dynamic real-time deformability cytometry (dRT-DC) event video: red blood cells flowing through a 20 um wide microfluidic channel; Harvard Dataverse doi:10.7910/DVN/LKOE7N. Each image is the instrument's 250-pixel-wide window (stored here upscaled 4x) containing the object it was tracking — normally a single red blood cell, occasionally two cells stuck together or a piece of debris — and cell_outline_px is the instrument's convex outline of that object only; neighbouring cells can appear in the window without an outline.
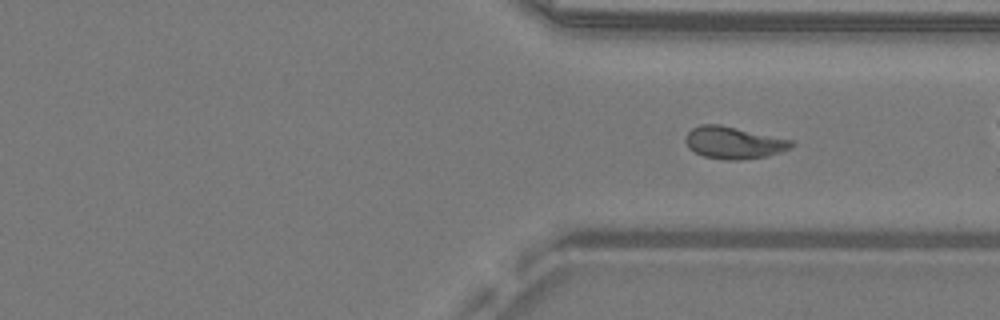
{"species": "common noctule bat (a hibernating species)", "species_latin": "Nyctalus noctula", "temperature_condition": "warm", "stored_images_in_passage": 20, "camera_frame_rate_fps": 3000, "um_per_image_px": 0.085, "animal": {"sex": "male", "body_mass_g": 19.2, "forearm_length_mm": 51.8}, "frame": {"image": 1, "passage_image": 20, "time_ms": 6.333, "image_size_px": [1000, 320], "cell_outline_px": [[796, 144], [792, 148], [768, 156], [740, 160], [724, 160], [704, 156], [688, 148], [684, 140], [688, 132], [692, 128], [700, 124], [720, 124], [796, 140]], "centroid_in_image_um": [62.42, 12.12], "position_along_channel_um": 349.0, "area_um2": 20.23}}